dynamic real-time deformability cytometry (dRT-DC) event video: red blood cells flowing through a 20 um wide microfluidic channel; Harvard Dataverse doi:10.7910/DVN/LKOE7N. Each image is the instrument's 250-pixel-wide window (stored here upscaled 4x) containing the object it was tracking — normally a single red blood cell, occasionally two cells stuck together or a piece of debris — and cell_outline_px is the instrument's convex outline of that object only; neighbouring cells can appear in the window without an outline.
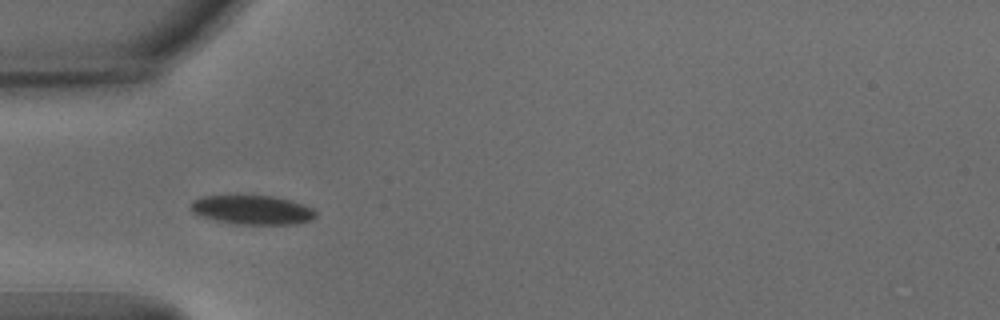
{"species": "common noctule bat (a hibernating species)", "species_latin": "Nyctalus noctula", "temperature_condition": "warm", "stored_images_in_passage": 6, "camera_frame_rate_fps": 3000, "um_per_image_px": 0.085, "animal": {"sex": "male", "body_mass_g": 15.6}, "frame": {"image": 1, "passage_image": 3, "time_ms": 0.667, "image_size_px": [1000, 320], "cell_outline_px": [[316, 216], [312, 220], [296, 224], [236, 224], [212, 220], [200, 216], [192, 212], [188, 208], [188, 204], [192, 200], [204, 196], [236, 192], [272, 196], [292, 200], [304, 204], [312, 208], [316, 212]], "centroid_in_image_um": [21.36, 17.79], "position_along_channel_um": 63.6, "area_um2": 22.48}}
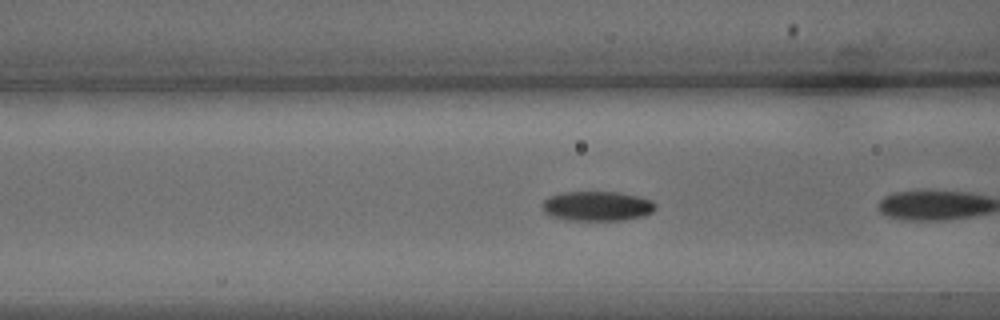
{"frame": {"image": 2, "passage_image": 5, "time_ms": 1.333, "image_size_px": [1000, 320], "cell_outline_px": [[656, 208], [652, 212], [640, 216], [624, 220], [572, 220], [552, 216], [544, 212], [540, 204], [548, 196], [560, 192], [620, 192], [640, 196], [652, 200], [656, 204]], "centroid_in_image_um": [50.74, 17.5], "position_along_channel_um": 115.9, "area_um2": 19.71}}